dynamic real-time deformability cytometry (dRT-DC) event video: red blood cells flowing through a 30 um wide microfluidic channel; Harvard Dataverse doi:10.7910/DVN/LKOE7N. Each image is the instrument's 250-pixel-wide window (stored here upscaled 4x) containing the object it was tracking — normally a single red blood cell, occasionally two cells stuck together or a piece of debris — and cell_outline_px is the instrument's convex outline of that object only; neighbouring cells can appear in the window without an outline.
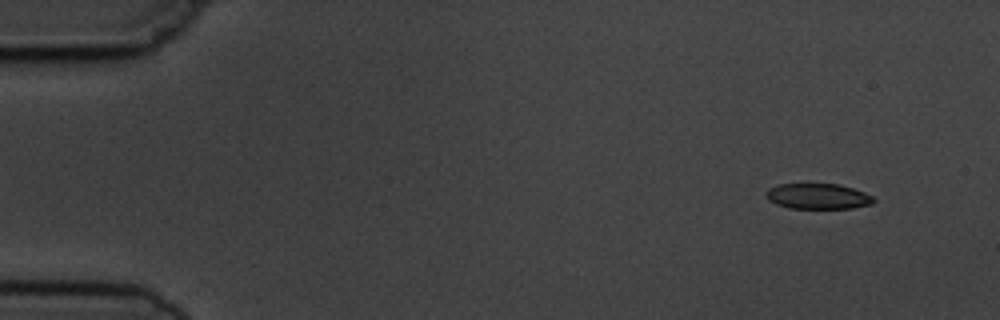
{"species": "common noctule bat (a hibernating species)", "species_latin": "Nyctalus noctula", "temperature_condition": "cold", "stored_images_in_passage": 4, "camera_frame_rate_fps": 3000, "um_per_image_px": 0.085, "animal": {"sex": "male", "body_mass_g": 19.5, "forearm_length_mm": 54.6}, "frame": {"image": 1, "passage_image": 1, "time_ms": 0.0, "image_size_px": [1000, 320], "cell_outline_px": [[876, 200], [872, 204], [852, 208], [788, 208], [776, 204], [768, 200], [764, 196], [764, 192], [768, 188], [780, 184], [840, 184], [864, 192], [872, 196]], "centroid_in_image_um": [69.49, 16.68], "position_along_channel_um": 15.5, "area_um2": 16.13}}
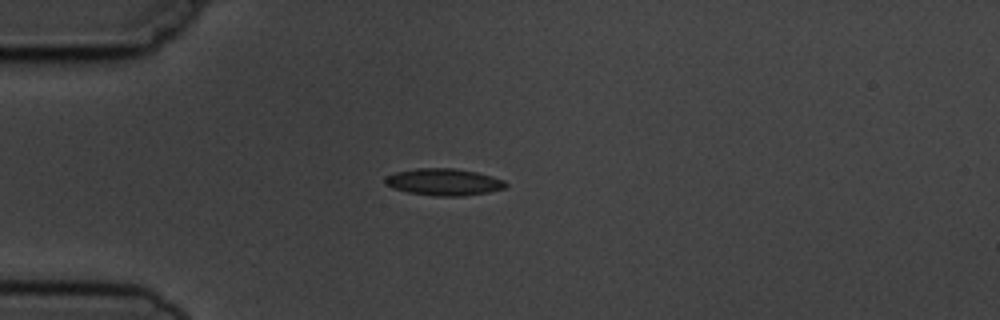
{"frame": {"image": 2, "passage_image": 4, "time_ms": 3.333, "image_size_px": [1000, 320], "cell_outline_px": [[508, 184], [504, 188], [488, 192], [464, 196], [436, 196], [408, 192], [392, 188], [384, 184], [384, 176], [396, 172], [416, 168], [452, 168], [476, 172], [492, 176], [504, 180]], "centroid_in_image_um": [37.69, 15.47], "position_along_channel_um": 47.3, "area_um2": 18.96}}